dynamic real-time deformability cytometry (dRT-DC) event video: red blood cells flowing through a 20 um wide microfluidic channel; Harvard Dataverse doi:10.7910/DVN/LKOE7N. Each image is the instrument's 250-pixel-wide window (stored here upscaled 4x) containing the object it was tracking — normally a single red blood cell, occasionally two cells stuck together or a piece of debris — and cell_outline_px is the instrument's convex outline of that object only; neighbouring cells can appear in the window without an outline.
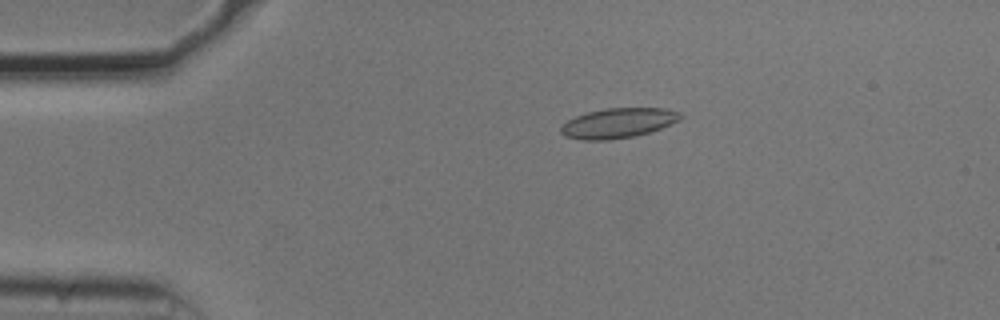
{"species": "common noctule bat (a hibernating species)", "species_latin": "Nyctalus noctula", "temperature_condition": "cold", "stored_images_in_passage": 50, "camera_frame_rate_fps": 3000, "um_per_image_px": 0.085, "animal": {"sex": "male", "body_mass_g": 20.5, "forearm_length_mm": 52.5}, "frame": {"image": 1, "passage_image": 8, "time_ms": 2.333, "image_size_px": [1000, 320], "cell_outline_px": [[684, 116], [680, 120], [660, 128], [636, 136], [608, 140], [584, 140], [564, 136], [560, 132], [560, 128], [568, 120], [576, 116], [588, 112], [604, 108], [664, 108], [680, 112]], "centroid_in_image_um": [52.55, 10.46], "position_along_channel_um": 32.5, "area_um2": 20.81}}
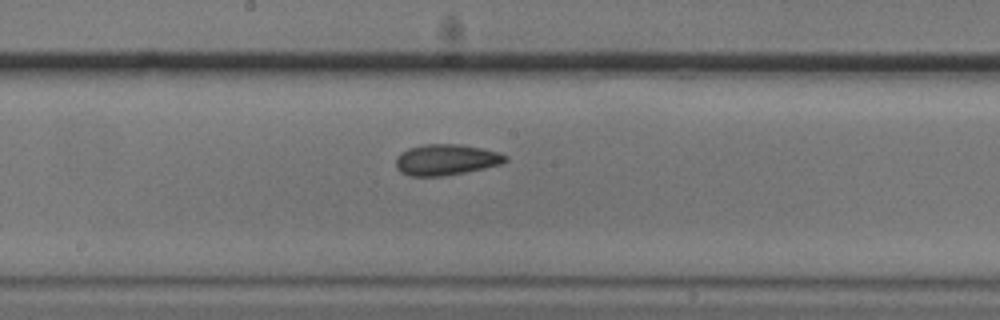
{"frame": {"image": 2, "passage_image": 26, "time_ms": 8.333, "image_size_px": [1000, 320], "cell_outline_px": [[508, 160], [504, 164], [444, 176], [408, 176], [400, 172], [396, 168], [396, 156], [400, 152], [408, 148], [420, 144], [460, 144], [500, 152], [508, 156]], "centroid_in_image_um": [37.91, 13.57], "position_along_channel_um": 210.3, "area_um2": 20.06}}
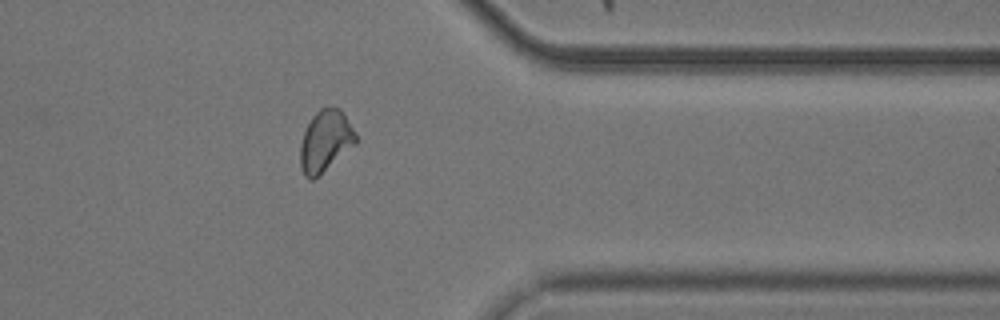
{"frame": {"image": 3, "passage_image": 41, "time_ms": 13.333, "image_size_px": [1000, 320], "cell_outline_px": [[356, 144], [312, 180], [308, 180], [304, 176], [300, 168], [300, 144], [304, 132], [312, 116], [320, 108], [332, 104], [340, 108], [344, 112], [356, 132]], "centroid_in_image_um": [27.66, 11.94], "position_along_channel_um": 383.7, "area_um2": 20.11}, "authors_computed_cell_mechanics": {"area_um2": 20.0277, "velocity_mm_per_s": 3.6932, "shape_relaxation_time_tau1_ms": null, "shape_relaxation_time_tau2_ms": 2.9963, "deformation_change_tau1": null, "deformation_change_tau2": 0.091}}